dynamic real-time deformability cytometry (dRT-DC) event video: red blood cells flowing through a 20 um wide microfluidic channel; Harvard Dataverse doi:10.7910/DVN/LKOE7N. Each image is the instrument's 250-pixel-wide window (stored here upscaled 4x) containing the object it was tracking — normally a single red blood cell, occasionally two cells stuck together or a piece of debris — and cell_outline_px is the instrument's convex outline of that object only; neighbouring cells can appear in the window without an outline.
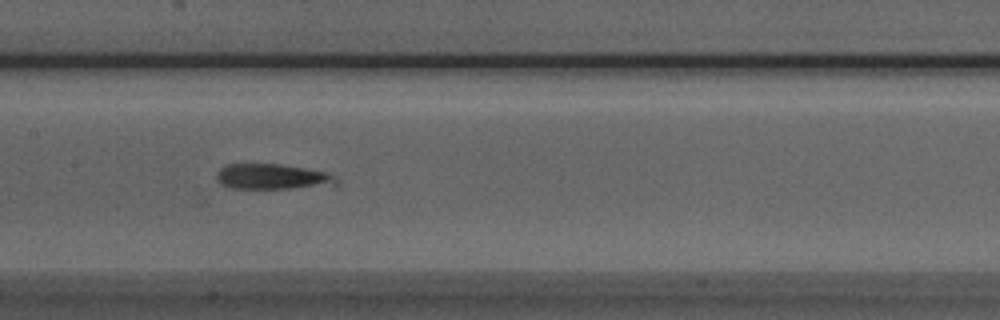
{"species": "Egyptian fruit bat (a non-hibernating species)", "species_latin": "Rousettus aegyptiacus", "temperature_condition": "room temperature", "stored_images_in_passage": 40, "camera_frame_rate_fps": 3000, "um_per_image_px": 0.085, "animal": {"sex": "male"}, "frame": {"image": 1, "passage_image": 13, "time_ms": 4.0, "image_size_px": [1000, 320], "cell_outline_px": [[340, 184], [288, 188], [232, 188], [220, 184], [216, 180], [216, 172], [220, 168], [228, 164], [280, 164], [328, 172], [340, 180]], "centroid_in_image_um": [23.13, 15.01], "position_along_channel_um": 184.3, "area_um2": 17.69}}
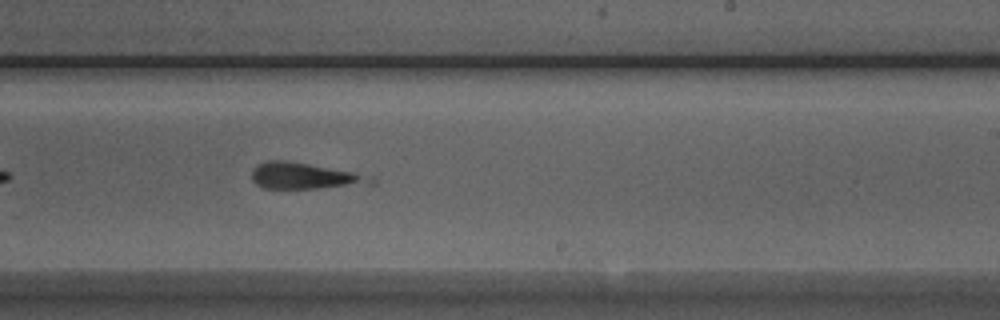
{"frame": {"image": 2, "passage_image": 19, "time_ms": 6.0, "image_size_px": [1000, 320], "cell_outline_px": [[376, 184], [316, 188], [264, 188], [256, 184], [252, 180], [252, 168], [268, 160], [284, 160], [356, 172], [376, 176]], "centroid_in_image_um": [25.97, 14.96], "position_along_channel_um": 263.0, "area_um2": 18.32}}
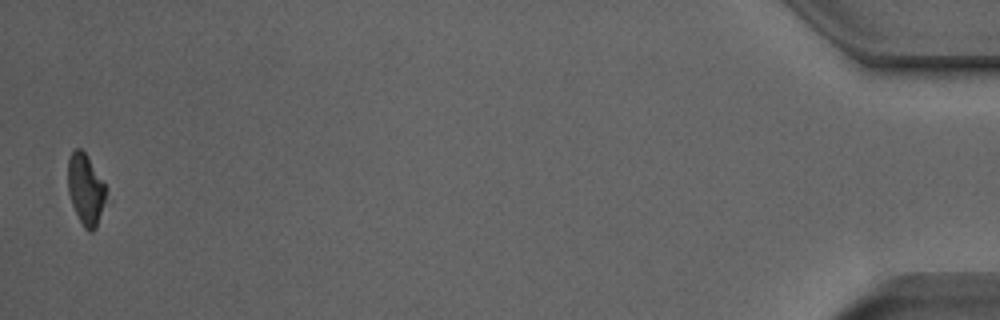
{"frame": {"image": 3, "passage_image": 39, "time_ms": 12.667, "image_size_px": [1000, 320], "cell_outline_px": [[112, 200], [96, 228], [92, 232], [88, 232], [84, 228], [72, 204], [68, 192], [68, 160], [72, 152], [76, 148], [80, 148], [84, 152], [104, 184]], "centroid_in_image_um": [7.37, 16.21], "position_along_channel_um": 427.8, "area_um2": 16.36}, "authors_computed_cell_mechanics": {"area_um2": 17.7735, "velocity_mm_per_s": 3.9486, "shape_relaxation_time_tau1_ms": null, "shape_relaxation_time_tau2_ms": 2.3775, "deformation_change_tau1": null, "deformation_change_tau2": 0.1481}}